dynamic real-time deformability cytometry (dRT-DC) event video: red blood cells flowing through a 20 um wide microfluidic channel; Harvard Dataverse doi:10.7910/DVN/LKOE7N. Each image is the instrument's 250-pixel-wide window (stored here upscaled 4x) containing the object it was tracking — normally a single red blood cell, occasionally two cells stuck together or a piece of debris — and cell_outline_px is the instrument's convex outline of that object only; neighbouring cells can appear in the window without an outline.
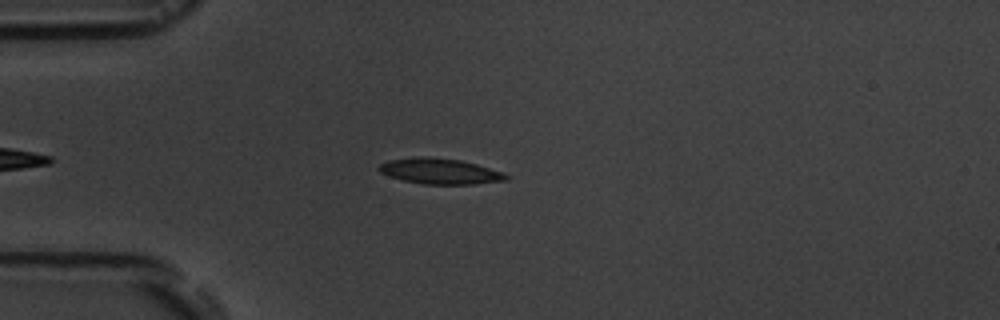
{"species": "common noctule bat (a hibernating species)", "species_latin": "Nyctalus noctula", "temperature_condition": "room temperature", "stored_images_in_passage": 4, "camera_frame_rate_fps": 3000, "um_per_image_px": 0.085, "animal": {"sex": "male", "body_mass_g": 19.5, "forearm_length_mm": 54.6}, "frame": {"image": 1, "passage_image": 4, "time_ms": 3.667, "image_size_px": [1000, 320], "cell_outline_px": [[508, 180], [472, 184], [424, 184], [404, 180], [380, 172], [376, 168], [380, 164], [388, 160], [420, 156], [424, 156], [460, 160], [476, 164], [504, 172], [508, 176]], "centroid_in_image_um": [37.4, 14.55], "position_along_channel_um": 47.6, "area_um2": 18.84}}